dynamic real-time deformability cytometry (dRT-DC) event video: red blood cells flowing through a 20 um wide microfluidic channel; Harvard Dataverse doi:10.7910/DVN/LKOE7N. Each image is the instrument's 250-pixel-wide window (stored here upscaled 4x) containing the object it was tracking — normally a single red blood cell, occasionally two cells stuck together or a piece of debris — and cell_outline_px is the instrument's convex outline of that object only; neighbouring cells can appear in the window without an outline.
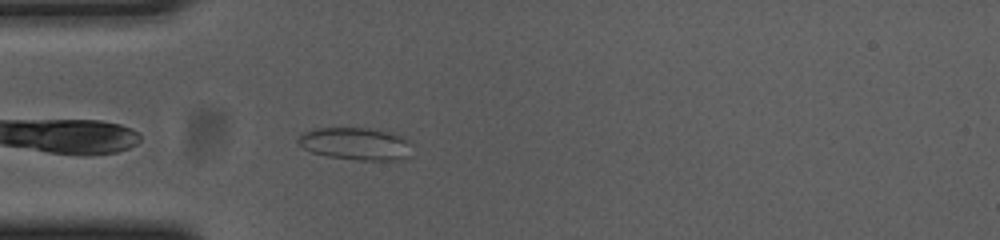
{"species": "common noctule bat (a hibernating species)", "species_latin": "Nyctalus noctula", "temperature_condition": "cold", "stored_images_in_passage": 38, "camera_frame_rate_fps": 3000, "um_per_image_px": 0.085, "animal": {"sex": "female", "body_mass_g": 23.0, "forearm_length_mm": 53.4}, "frame": {"image": 1, "passage_image": 2, "time_ms": 0.333, "image_size_px": [1000, 240], "cell_outline_px": [[408, 156], [392, 160], [360, 160], [328, 156], [312, 152], [304, 148], [296, 140], [304, 132], [316, 128], [368, 128], [396, 132], [404, 136], [408, 140]], "centroid_in_image_um": [30.23, 12.2], "position_along_channel_um": 54.8, "area_um2": 21.33}}
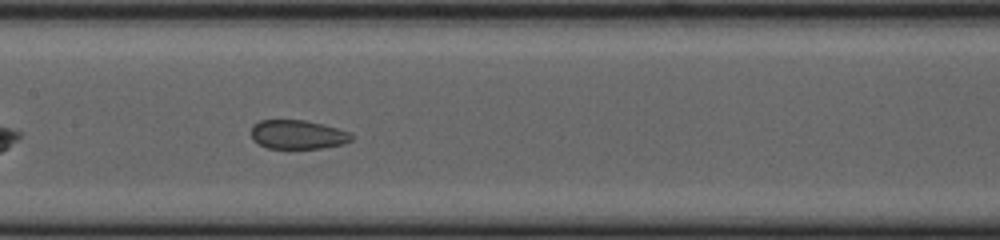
{"frame": {"image": 2, "passage_image": 13, "time_ms": 4.0, "image_size_px": [1000, 240], "cell_outline_px": [[352, 140], [344, 144], [320, 148], [268, 148], [252, 140], [252, 124], [260, 120], [304, 120], [324, 124], [352, 132]], "centroid_in_image_um": [25.33, 11.43], "position_along_channel_um": 182.1, "area_um2": 17.05}}
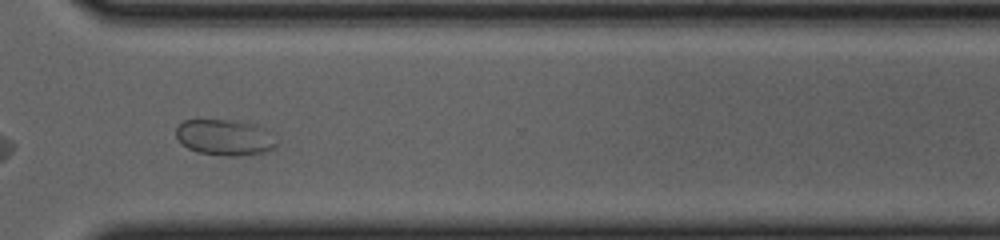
{"frame": {"image": 3, "passage_image": 27, "time_ms": 8.667, "image_size_px": [1000, 240], "cell_outline_px": [[280, 140], [276, 148], [268, 152], [236, 156], [220, 156], [196, 152], [180, 144], [176, 136], [176, 128], [184, 120], [200, 116], [232, 120], [256, 124], [264, 128]], "centroid_in_image_um": [19.1, 11.65], "position_along_channel_um": 351.5, "area_um2": 22.31}}